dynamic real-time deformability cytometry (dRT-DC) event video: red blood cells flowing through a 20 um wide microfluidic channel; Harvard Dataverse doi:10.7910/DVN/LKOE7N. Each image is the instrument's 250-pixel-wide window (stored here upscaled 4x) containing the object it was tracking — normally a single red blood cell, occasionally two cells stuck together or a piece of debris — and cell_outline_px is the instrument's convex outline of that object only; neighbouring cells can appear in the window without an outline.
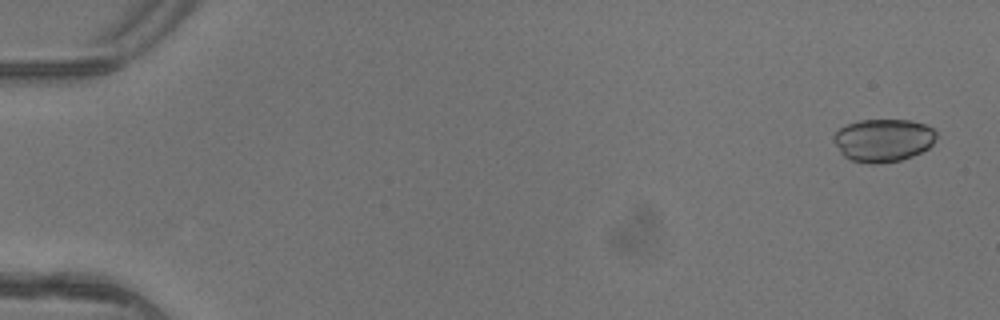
{"species": "common noctule bat (a hibernating species)", "species_latin": "Nyctalus noctula", "temperature_condition": "warm", "stored_images_in_passage": 4, "camera_frame_rate_fps": 3000, "um_per_image_px": 0.085, "animal": {"sex": "female"}, "frame": {"image": 1, "passage_image": 1, "time_ms": 0.0, "image_size_px": [1000, 320], "cell_outline_px": [[936, 136], [932, 144], [928, 148], [912, 156], [900, 160], [876, 164], [868, 164], [852, 160], [844, 156], [840, 152], [832, 140], [832, 136], [840, 128], [848, 124], [860, 120], [912, 120], [924, 124], [932, 128], [936, 132]], "centroid_in_image_um": [75.05, 11.92], "position_along_channel_um": 9.9, "area_um2": 25.66}}
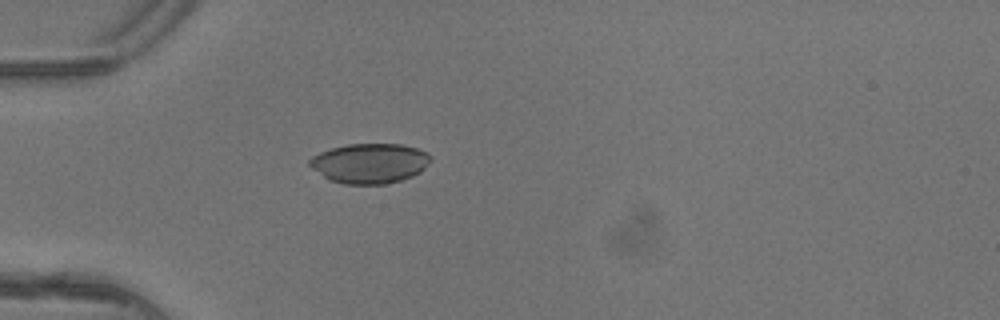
{"frame": {"image": 2, "passage_image": 4, "time_ms": 1.0, "image_size_px": [1000, 320], "cell_outline_px": [[432, 160], [420, 172], [412, 176], [400, 180], [384, 184], [344, 184], [328, 180], [312, 168], [308, 164], [308, 160], [312, 156], [320, 152], [332, 148], [348, 144], [400, 144], [416, 148], [428, 152], [432, 156]], "centroid_in_image_um": [31.43, 13.88], "position_along_channel_um": 53.6, "area_um2": 28.26}}